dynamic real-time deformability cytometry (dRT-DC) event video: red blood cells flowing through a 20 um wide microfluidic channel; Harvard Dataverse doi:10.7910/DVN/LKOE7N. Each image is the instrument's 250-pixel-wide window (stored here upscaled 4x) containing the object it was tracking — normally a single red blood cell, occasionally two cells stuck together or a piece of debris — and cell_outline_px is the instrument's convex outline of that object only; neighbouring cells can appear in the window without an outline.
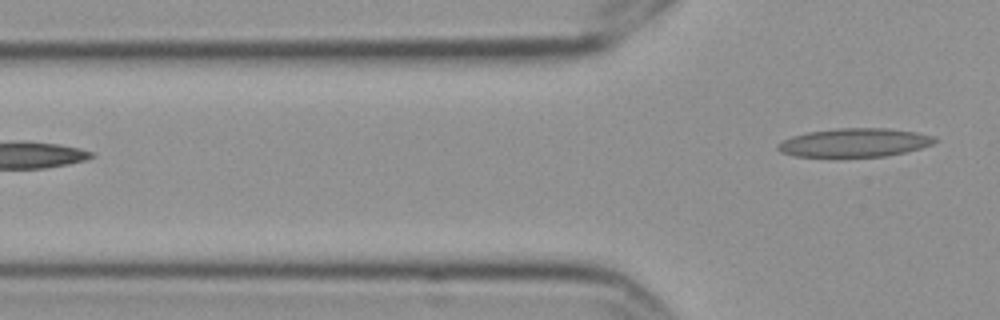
{"species": "Egyptian fruit bat (a non-hibernating species)", "species_latin": "Rousettus aegyptiacus", "temperature_condition": "cold", "stored_images_in_passage": 3, "segment_of_instrument_passage": [2, 2], "camera_frame_rate_fps": 3000, "um_per_image_px": 0.085, "frame": {"image": 1, "passage_image": 3, "time_ms": 0.667, "image_size_px": [1000, 320], "cell_outline_px": [[940, 140], [932, 144], [920, 148], [904, 152], [884, 156], [836, 160], [796, 156], [780, 152], [776, 148], [776, 144], [792, 136], [808, 132], [836, 128], [888, 128], [916, 132], [932, 136]], "centroid_in_image_um": [72.57, 12.17], "position_along_channel_um": 53.2, "area_um2": 27.22}}